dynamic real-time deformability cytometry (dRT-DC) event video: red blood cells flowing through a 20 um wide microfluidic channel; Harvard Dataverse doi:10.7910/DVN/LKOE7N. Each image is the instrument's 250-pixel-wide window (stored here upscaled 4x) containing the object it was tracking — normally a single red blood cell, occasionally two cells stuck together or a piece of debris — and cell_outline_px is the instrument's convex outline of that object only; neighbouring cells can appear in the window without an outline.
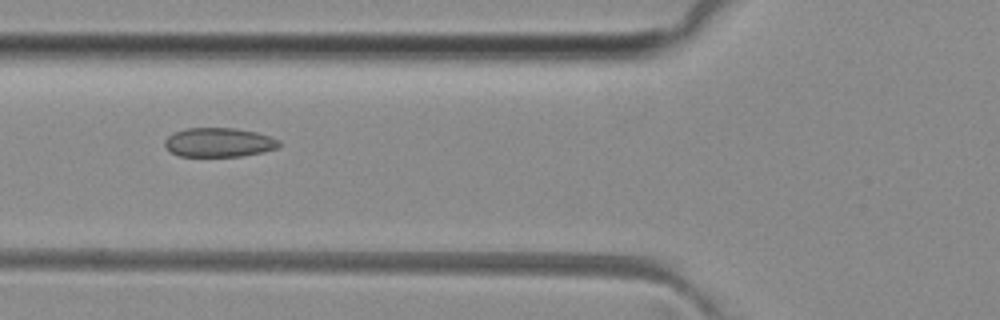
{"species": "common noctule bat (a hibernating species)", "species_latin": "Nyctalus noctula", "temperature_condition": "room temperature", "stored_images_in_passage": 5, "camera_frame_rate_fps": 3000, "um_per_image_px": 0.085, "animal": {"sex": "female", "body_mass_g": 29.2, "forearm_length_mm": 56.3}, "frame": {"image": 1, "passage_image": 5, "time_ms": 4.333, "image_size_px": [1000, 320], "cell_outline_px": [[280, 144], [276, 148], [264, 152], [244, 156], [180, 156], [172, 152], [164, 144], [164, 140], [168, 136], [176, 132], [188, 128], [232, 128], [256, 132], [272, 136], [280, 140]], "centroid_in_image_um": [18.65, 12.1], "position_along_channel_um": 107.2, "area_um2": 19.36}}